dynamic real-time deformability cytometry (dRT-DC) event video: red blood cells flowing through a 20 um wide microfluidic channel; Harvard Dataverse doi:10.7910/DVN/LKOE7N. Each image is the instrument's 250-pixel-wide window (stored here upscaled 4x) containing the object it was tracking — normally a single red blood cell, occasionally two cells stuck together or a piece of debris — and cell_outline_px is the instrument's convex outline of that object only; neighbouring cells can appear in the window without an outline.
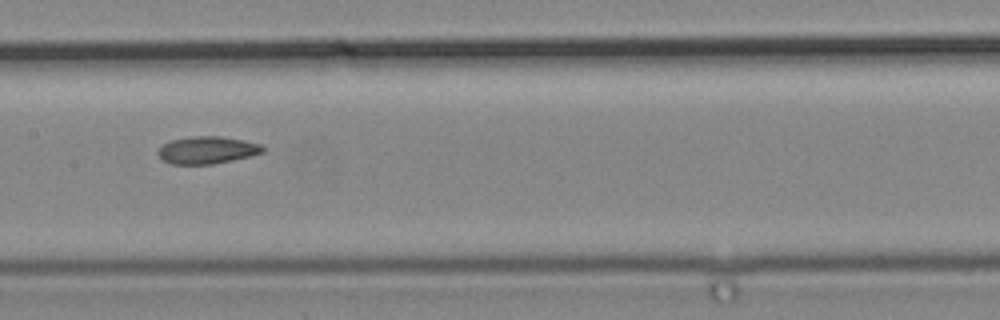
{"species": "common noctule bat (a hibernating species)", "species_latin": "Nyctalus noctula", "temperature_condition": "cold", "stored_images_in_passage": 9, "camera_frame_rate_fps": 3000, "um_per_image_px": 0.085, "animal": {"sex": "male", "body_mass_g": 19.2, "forearm_length_mm": 51.8}, "frame": {"image": 1, "passage_image": 8, "time_ms": 2.333, "image_size_px": [1000, 320], "cell_outline_px": [[264, 152], [232, 160], [212, 164], [172, 164], [160, 160], [156, 152], [164, 144], [172, 140], [192, 136], [220, 136], [244, 140], [260, 144], [264, 148]], "centroid_in_image_um": [17.57, 12.76], "position_along_channel_um": 189.8, "area_um2": 16.65}}
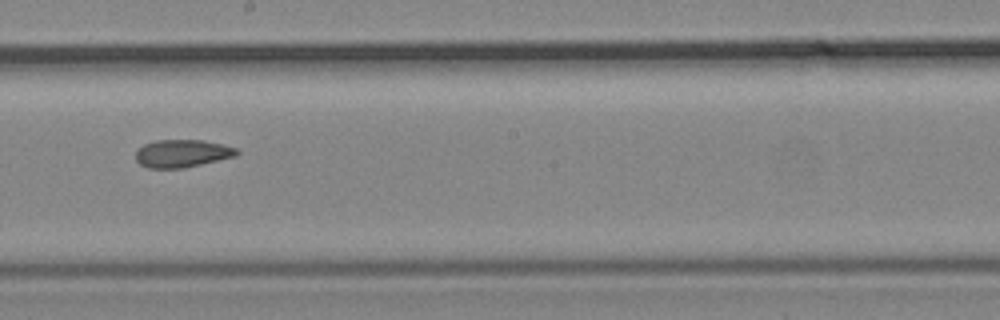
{"frame": {"image": 2, "passage_image": 9, "time_ms": 2.667, "image_size_px": [1000, 320], "cell_outline_px": [[240, 152], [236, 156], [184, 168], [148, 168], [140, 164], [136, 160], [136, 148], [144, 144], [156, 140], [204, 140], [236, 148]], "centroid_in_image_um": [15.46, 13.04], "position_along_channel_um": 232.7, "area_um2": 16.36}}